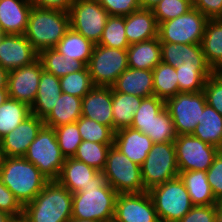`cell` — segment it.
<instances>
[{
  "instance_id": "6da1fadb",
  "label": "cell",
  "mask_w": 222,
  "mask_h": 222,
  "mask_svg": "<svg viewBox=\"0 0 222 222\" xmlns=\"http://www.w3.org/2000/svg\"><path fill=\"white\" fill-rule=\"evenodd\" d=\"M73 194L57 180L48 181L42 191L23 206L22 222H68L72 218Z\"/></svg>"
},
{
  "instance_id": "7a4b0ae2",
  "label": "cell",
  "mask_w": 222,
  "mask_h": 222,
  "mask_svg": "<svg viewBox=\"0 0 222 222\" xmlns=\"http://www.w3.org/2000/svg\"><path fill=\"white\" fill-rule=\"evenodd\" d=\"M0 179L22 206L31 202L49 181L24 157H0Z\"/></svg>"
},
{
  "instance_id": "3957f363",
  "label": "cell",
  "mask_w": 222,
  "mask_h": 222,
  "mask_svg": "<svg viewBox=\"0 0 222 222\" xmlns=\"http://www.w3.org/2000/svg\"><path fill=\"white\" fill-rule=\"evenodd\" d=\"M69 29L68 12L33 6L24 35L39 53L47 48H55Z\"/></svg>"
},
{
  "instance_id": "277c9868",
  "label": "cell",
  "mask_w": 222,
  "mask_h": 222,
  "mask_svg": "<svg viewBox=\"0 0 222 222\" xmlns=\"http://www.w3.org/2000/svg\"><path fill=\"white\" fill-rule=\"evenodd\" d=\"M118 193L107 183L103 187L90 184L80 192L73 193L72 218L107 222L114 219Z\"/></svg>"
},
{
  "instance_id": "5b68a950",
  "label": "cell",
  "mask_w": 222,
  "mask_h": 222,
  "mask_svg": "<svg viewBox=\"0 0 222 222\" xmlns=\"http://www.w3.org/2000/svg\"><path fill=\"white\" fill-rule=\"evenodd\" d=\"M148 193L160 222H178L194 206L180 177L155 186Z\"/></svg>"
},
{
  "instance_id": "8992f818",
  "label": "cell",
  "mask_w": 222,
  "mask_h": 222,
  "mask_svg": "<svg viewBox=\"0 0 222 222\" xmlns=\"http://www.w3.org/2000/svg\"><path fill=\"white\" fill-rule=\"evenodd\" d=\"M23 157L33 163L49 181L59 178L66 159L58 145L54 128L47 126L41 128Z\"/></svg>"
},
{
  "instance_id": "52a82bcc",
  "label": "cell",
  "mask_w": 222,
  "mask_h": 222,
  "mask_svg": "<svg viewBox=\"0 0 222 222\" xmlns=\"http://www.w3.org/2000/svg\"><path fill=\"white\" fill-rule=\"evenodd\" d=\"M103 175L107 183L118 193H143L147 190L142 181L141 166L131 161L114 145L110 147Z\"/></svg>"
},
{
  "instance_id": "ba28073f",
  "label": "cell",
  "mask_w": 222,
  "mask_h": 222,
  "mask_svg": "<svg viewBox=\"0 0 222 222\" xmlns=\"http://www.w3.org/2000/svg\"><path fill=\"white\" fill-rule=\"evenodd\" d=\"M141 175L147 191L179 177L174 142L153 143L141 165Z\"/></svg>"
},
{
  "instance_id": "9c48e42d",
  "label": "cell",
  "mask_w": 222,
  "mask_h": 222,
  "mask_svg": "<svg viewBox=\"0 0 222 222\" xmlns=\"http://www.w3.org/2000/svg\"><path fill=\"white\" fill-rule=\"evenodd\" d=\"M209 18L196 8L158 24L160 42L201 44Z\"/></svg>"
},
{
  "instance_id": "30bf717a",
  "label": "cell",
  "mask_w": 222,
  "mask_h": 222,
  "mask_svg": "<svg viewBox=\"0 0 222 222\" xmlns=\"http://www.w3.org/2000/svg\"><path fill=\"white\" fill-rule=\"evenodd\" d=\"M87 67L94 86L111 87L128 68L127 49L95 44Z\"/></svg>"
},
{
  "instance_id": "8fae6325",
  "label": "cell",
  "mask_w": 222,
  "mask_h": 222,
  "mask_svg": "<svg viewBox=\"0 0 222 222\" xmlns=\"http://www.w3.org/2000/svg\"><path fill=\"white\" fill-rule=\"evenodd\" d=\"M206 104L203 91L179 92L165 101L177 135L193 133Z\"/></svg>"
},
{
  "instance_id": "7c38bea8",
  "label": "cell",
  "mask_w": 222,
  "mask_h": 222,
  "mask_svg": "<svg viewBox=\"0 0 222 222\" xmlns=\"http://www.w3.org/2000/svg\"><path fill=\"white\" fill-rule=\"evenodd\" d=\"M70 28L97 44L109 14L98 0H76L70 7Z\"/></svg>"
},
{
  "instance_id": "4fadbf2b",
  "label": "cell",
  "mask_w": 222,
  "mask_h": 222,
  "mask_svg": "<svg viewBox=\"0 0 222 222\" xmlns=\"http://www.w3.org/2000/svg\"><path fill=\"white\" fill-rule=\"evenodd\" d=\"M174 144L179 171H207L220 151L192 134L177 135Z\"/></svg>"
},
{
  "instance_id": "5bb4252c",
  "label": "cell",
  "mask_w": 222,
  "mask_h": 222,
  "mask_svg": "<svg viewBox=\"0 0 222 222\" xmlns=\"http://www.w3.org/2000/svg\"><path fill=\"white\" fill-rule=\"evenodd\" d=\"M114 220L116 222H160L148 191L118 194Z\"/></svg>"
},
{
  "instance_id": "9a60e30c",
  "label": "cell",
  "mask_w": 222,
  "mask_h": 222,
  "mask_svg": "<svg viewBox=\"0 0 222 222\" xmlns=\"http://www.w3.org/2000/svg\"><path fill=\"white\" fill-rule=\"evenodd\" d=\"M42 63L39 59L32 64L8 72L7 88L9 98L23 102L30 107L36 99Z\"/></svg>"
},
{
  "instance_id": "2e32d148",
  "label": "cell",
  "mask_w": 222,
  "mask_h": 222,
  "mask_svg": "<svg viewBox=\"0 0 222 222\" xmlns=\"http://www.w3.org/2000/svg\"><path fill=\"white\" fill-rule=\"evenodd\" d=\"M44 126L42 118L31 114L0 139V157H23Z\"/></svg>"
},
{
  "instance_id": "e0dca14e",
  "label": "cell",
  "mask_w": 222,
  "mask_h": 222,
  "mask_svg": "<svg viewBox=\"0 0 222 222\" xmlns=\"http://www.w3.org/2000/svg\"><path fill=\"white\" fill-rule=\"evenodd\" d=\"M38 52L24 34H4L0 41V66L7 72L32 64Z\"/></svg>"
},
{
  "instance_id": "ac0fdd59",
  "label": "cell",
  "mask_w": 222,
  "mask_h": 222,
  "mask_svg": "<svg viewBox=\"0 0 222 222\" xmlns=\"http://www.w3.org/2000/svg\"><path fill=\"white\" fill-rule=\"evenodd\" d=\"M57 181L72 194L80 192L90 184L103 187L107 184L103 172L88 166L86 163L72 158H66Z\"/></svg>"
},
{
  "instance_id": "d6986e66",
  "label": "cell",
  "mask_w": 222,
  "mask_h": 222,
  "mask_svg": "<svg viewBox=\"0 0 222 222\" xmlns=\"http://www.w3.org/2000/svg\"><path fill=\"white\" fill-rule=\"evenodd\" d=\"M82 116L113 130L112 87L94 86L82 98Z\"/></svg>"
},
{
  "instance_id": "ffe728a7",
  "label": "cell",
  "mask_w": 222,
  "mask_h": 222,
  "mask_svg": "<svg viewBox=\"0 0 222 222\" xmlns=\"http://www.w3.org/2000/svg\"><path fill=\"white\" fill-rule=\"evenodd\" d=\"M113 145L131 161L141 166L152 148L153 141L139 130L126 127L115 131Z\"/></svg>"
},
{
  "instance_id": "44dd1931",
  "label": "cell",
  "mask_w": 222,
  "mask_h": 222,
  "mask_svg": "<svg viewBox=\"0 0 222 222\" xmlns=\"http://www.w3.org/2000/svg\"><path fill=\"white\" fill-rule=\"evenodd\" d=\"M32 7L30 0H0V26L4 34H25Z\"/></svg>"
},
{
  "instance_id": "7402d4cb",
  "label": "cell",
  "mask_w": 222,
  "mask_h": 222,
  "mask_svg": "<svg viewBox=\"0 0 222 222\" xmlns=\"http://www.w3.org/2000/svg\"><path fill=\"white\" fill-rule=\"evenodd\" d=\"M112 91L142 98L154 95L152 70L127 68L111 86Z\"/></svg>"
},
{
  "instance_id": "603a6c76",
  "label": "cell",
  "mask_w": 222,
  "mask_h": 222,
  "mask_svg": "<svg viewBox=\"0 0 222 222\" xmlns=\"http://www.w3.org/2000/svg\"><path fill=\"white\" fill-rule=\"evenodd\" d=\"M125 34L129 44L158 37V24L153 11L139 9L125 16Z\"/></svg>"
},
{
  "instance_id": "cb8c5ba5",
  "label": "cell",
  "mask_w": 222,
  "mask_h": 222,
  "mask_svg": "<svg viewBox=\"0 0 222 222\" xmlns=\"http://www.w3.org/2000/svg\"><path fill=\"white\" fill-rule=\"evenodd\" d=\"M161 61L174 67L183 63L210 66L206 61L201 44L161 42Z\"/></svg>"
},
{
  "instance_id": "d4e9b609",
  "label": "cell",
  "mask_w": 222,
  "mask_h": 222,
  "mask_svg": "<svg viewBox=\"0 0 222 222\" xmlns=\"http://www.w3.org/2000/svg\"><path fill=\"white\" fill-rule=\"evenodd\" d=\"M61 93L60 78L43 70L31 114L44 119L54 108Z\"/></svg>"
},
{
  "instance_id": "484cf974",
  "label": "cell",
  "mask_w": 222,
  "mask_h": 222,
  "mask_svg": "<svg viewBox=\"0 0 222 222\" xmlns=\"http://www.w3.org/2000/svg\"><path fill=\"white\" fill-rule=\"evenodd\" d=\"M128 67L153 70L161 62V42L159 37L130 44L127 48Z\"/></svg>"
},
{
  "instance_id": "4316f807",
  "label": "cell",
  "mask_w": 222,
  "mask_h": 222,
  "mask_svg": "<svg viewBox=\"0 0 222 222\" xmlns=\"http://www.w3.org/2000/svg\"><path fill=\"white\" fill-rule=\"evenodd\" d=\"M82 116V98L61 93L54 108L43 119L44 126L56 128L75 123Z\"/></svg>"
},
{
  "instance_id": "83f0119b",
  "label": "cell",
  "mask_w": 222,
  "mask_h": 222,
  "mask_svg": "<svg viewBox=\"0 0 222 222\" xmlns=\"http://www.w3.org/2000/svg\"><path fill=\"white\" fill-rule=\"evenodd\" d=\"M179 177L194 206L218 204L207 181L206 171H179Z\"/></svg>"
},
{
  "instance_id": "f1b7e54d",
  "label": "cell",
  "mask_w": 222,
  "mask_h": 222,
  "mask_svg": "<svg viewBox=\"0 0 222 222\" xmlns=\"http://www.w3.org/2000/svg\"><path fill=\"white\" fill-rule=\"evenodd\" d=\"M192 135L222 150V115L206 104Z\"/></svg>"
},
{
  "instance_id": "f546056e",
  "label": "cell",
  "mask_w": 222,
  "mask_h": 222,
  "mask_svg": "<svg viewBox=\"0 0 222 222\" xmlns=\"http://www.w3.org/2000/svg\"><path fill=\"white\" fill-rule=\"evenodd\" d=\"M142 97L112 91L113 131L130 127Z\"/></svg>"
},
{
  "instance_id": "4dcf8cb0",
  "label": "cell",
  "mask_w": 222,
  "mask_h": 222,
  "mask_svg": "<svg viewBox=\"0 0 222 222\" xmlns=\"http://www.w3.org/2000/svg\"><path fill=\"white\" fill-rule=\"evenodd\" d=\"M95 44L71 28L55 47L65 58L89 63Z\"/></svg>"
},
{
  "instance_id": "1f68e13d",
  "label": "cell",
  "mask_w": 222,
  "mask_h": 222,
  "mask_svg": "<svg viewBox=\"0 0 222 222\" xmlns=\"http://www.w3.org/2000/svg\"><path fill=\"white\" fill-rule=\"evenodd\" d=\"M43 70L62 77L69 73L82 70L86 65L78 60L65 58L56 48H47L38 53Z\"/></svg>"
},
{
  "instance_id": "d6a6232c",
  "label": "cell",
  "mask_w": 222,
  "mask_h": 222,
  "mask_svg": "<svg viewBox=\"0 0 222 222\" xmlns=\"http://www.w3.org/2000/svg\"><path fill=\"white\" fill-rule=\"evenodd\" d=\"M176 68L179 92L203 91L206 80L213 74L211 66L183 63Z\"/></svg>"
},
{
  "instance_id": "836d02e7",
  "label": "cell",
  "mask_w": 222,
  "mask_h": 222,
  "mask_svg": "<svg viewBox=\"0 0 222 222\" xmlns=\"http://www.w3.org/2000/svg\"><path fill=\"white\" fill-rule=\"evenodd\" d=\"M201 47L207 63L214 69L222 61V19H209Z\"/></svg>"
},
{
  "instance_id": "e575fe53",
  "label": "cell",
  "mask_w": 222,
  "mask_h": 222,
  "mask_svg": "<svg viewBox=\"0 0 222 222\" xmlns=\"http://www.w3.org/2000/svg\"><path fill=\"white\" fill-rule=\"evenodd\" d=\"M154 96L164 101L179 93L176 68L160 62L153 70Z\"/></svg>"
},
{
  "instance_id": "d590c367",
  "label": "cell",
  "mask_w": 222,
  "mask_h": 222,
  "mask_svg": "<svg viewBox=\"0 0 222 222\" xmlns=\"http://www.w3.org/2000/svg\"><path fill=\"white\" fill-rule=\"evenodd\" d=\"M31 115V107L23 102L8 98L0 105V139L15 129Z\"/></svg>"
},
{
  "instance_id": "8d00e7d4",
  "label": "cell",
  "mask_w": 222,
  "mask_h": 222,
  "mask_svg": "<svg viewBox=\"0 0 222 222\" xmlns=\"http://www.w3.org/2000/svg\"><path fill=\"white\" fill-rule=\"evenodd\" d=\"M164 108L165 101L154 95L143 98L140 107L134 113L130 127L149 136L151 134L152 120Z\"/></svg>"
},
{
  "instance_id": "74e56055",
  "label": "cell",
  "mask_w": 222,
  "mask_h": 222,
  "mask_svg": "<svg viewBox=\"0 0 222 222\" xmlns=\"http://www.w3.org/2000/svg\"><path fill=\"white\" fill-rule=\"evenodd\" d=\"M111 146H113V144H100L82 140L73 158L102 172Z\"/></svg>"
},
{
  "instance_id": "f35d334b",
  "label": "cell",
  "mask_w": 222,
  "mask_h": 222,
  "mask_svg": "<svg viewBox=\"0 0 222 222\" xmlns=\"http://www.w3.org/2000/svg\"><path fill=\"white\" fill-rule=\"evenodd\" d=\"M97 44L109 48L127 49L130 44L125 34V16L109 15Z\"/></svg>"
},
{
  "instance_id": "ab89813d",
  "label": "cell",
  "mask_w": 222,
  "mask_h": 222,
  "mask_svg": "<svg viewBox=\"0 0 222 222\" xmlns=\"http://www.w3.org/2000/svg\"><path fill=\"white\" fill-rule=\"evenodd\" d=\"M76 123L82 140L113 144L115 132L110 127L84 116H81Z\"/></svg>"
},
{
  "instance_id": "60d3db41",
  "label": "cell",
  "mask_w": 222,
  "mask_h": 222,
  "mask_svg": "<svg viewBox=\"0 0 222 222\" xmlns=\"http://www.w3.org/2000/svg\"><path fill=\"white\" fill-rule=\"evenodd\" d=\"M61 92L83 98L93 87L88 67L60 77Z\"/></svg>"
},
{
  "instance_id": "b9f144b4",
  "label": "cell",
  "mask_w": 222,
  "mask_h": 222,
  "mask_svg": "<svg viewBox=\"0 0 222 222\" xmlns=\"http://www.w3.org/2000/svg\"><path fill=\"white\" fill-rule=\"evenodd\" d=\"M149 137L153 143L174 142L177 138L172 117L166 107L152 120Z\"/></svg>"
},
{
  "instance_id": "7bdbcfd3",
  "label": "cell",
  "mask_w": 222,
  "mask_h": 222,
  "mask_svg": "<svg viewBox=\"0 0 222 222\" xmlns=\"http://www.w3.org/2000/svg\"><path fill=\"white\" fill-rule=\"evenodd\" d=\"M60 150L65 158H72L82 143L77 123L64 124L54 128Z\"/></svg>"
},
{
  "instance_id": "ee69618b",
  "label": "cell",
  "mask_w": 222,
  "mask_h": 222,
  "mask_svg": "<svg viewBox=\"0 0 222 222\" xmlns=\"http://www.w3.org/2000/svg\"><path fill=\"white\" fill-rule=\"evenodd\" d=\"M193 8L186 0H161L153 9L157 24L177 18Z\"/></svg>"
},
{
  "instance_id": "f6af8a7d",
  "label": "cell",
  "mask_w": 222,
  "mask_h": 222,
  "mask_svg": "<svg viewBox=\"0 0 222 222\" xmlns=\"http://www.w3.org/2000/svg\"><path fill=\"white\" fill-rule=\"evenodd\" d=\"M203 92L207 104L222 115V79L213 73L206 80Z\"/></svg>"
},
{
  "instance_id": "bcb514c9",
  "label": "cell",
  "mask_w": 222,
  "mask_h": 222,
  "mask_svg": "<svg viewBox=\"0 0 222 222\" xmlns=\"http://www.w3.org/2000/svg\"><path fill=\"white\" fill-rule=\"evenodd\" d=\"M218 204L193 206L178 222H217Z\"/></svg>"
},
{
  "instance_id": "7dc6e473",
  "label": "cell",
  "mask_w": 222,
  "mask_h": 222,
  "mask_svg": "<svg viewBox=\"0 0 222 222\" xmlns=\"http://www.w3.org/2000/svg\"><path fill=\"white\" fill-rule=\"evenodd\" d=\"M109 15L127 16L141 9L139 0H98Z\"/></svg>"
},
{
  "instance_id": "c3c4849f",
  "label": "cell",
  "mask_w": 222,
  "mask_h": 222,
  "mask_svg": "<svg viewBox=\"0 0 222 222\" xmlns=\"http://www.w3.org/2000/svg\"><path fill=\"white\" fill-rule=\"evenodd\" d=\"M0 210L11 215L15 220H21L23 206L14 194L2 183L0 179Z\"/></svg>"
},
{
  "instance_id": "681fc988",
  "label": "cell",
  "mask_w": 222,
  "mask_h": 222,
  "mask_svg": "<svg viewBox=\"0 0 222 222\" xmlns=\"http://www.w3.org/2000/svg\"><path fill=\"white\" fill-rule=\"evenodd\" d=\"M207 181L217 201L222 198V150L215 157L212 165L206 171Z\"/></svg>"
},
{
  "instance_id": "f907efd6",
  "label": "cell",
  "mask_w": 222,
  "mask_h": 222,
  "mask_svg": "<svg viewBox=\"0 0 222 222\" xmlns=\"http://www.w3.org/2000/svg\"><path fill=\"white\" fill-rule=\"evenodd\" d=\"M192 5L209 19H222V0H194Z\"/></svg>"
},
{
  "instance_id": "816d5d0a",
  "label": "cell",
  "mask_w": 222,
  "mask_h": 222,
  "mask_svg": "<svg viewBox=\"0 0 222 222\" xmlns=\"http://www.w3.org/2000/svg\"><path fill=\"white\" fill-rule=\"evenodd\" d=\"M33 6L45 9L69 12L71 5L76 0H30Z\"/></svg>"
},
{
  "instance_id": "f5cc1de1",
  "label": "cell",
  "mask_w": 222,
  "mask_h": 222,
  "mask_svg": "<svg viewBox=\"0 0 222 222\" xmlns=\"http://www.w3.org/2000/svg\"><path fill=\"white\" fill-rule=\"evenodd\" d=\"M161 0H139L141 9L152 10Z\"/></svg>"
},
{
  "instance_id": "db71d44e",
  "label": "cell",
  "mask_w": 222,
  "mask_h": 222,
  "mask_svg": "<svg viewBox=\"0 0 222 222\" xmlns=\"http://www.w3.org/2000/svg\"><path fill=\"white\" fill-rule=\"evenodd\" d=\"M8 72L0 66V88H7Z\"/></svg>"
},
{
  "instance_id": "11a10c76",
  "label": "cell",
  "mask_w": 222,
  "mask_h": 222,
  "mask_svg": "<svg viewBox=\"0 0 222 222\" xmlns=\"http://www.w3.org/2000/svg\"><path fill=\"white\" fill-rule=\"evenodd\" d=\"M16 220L8 213L0 210V222H15Z\"/></svg>"
},
{
  "instance_id": "9f6ffc18",
  "label": "cell",
  "mask_w": 222,
  "mask_h": 222,
  "mask_svg": "<svg viewBox=\"0 0 222 222\" xmlns=\"http://www.w3.org/2000/svg\"><path fill=\"white\" fill-rule=\"evenodd\" d=\"M8 98V88H0V105H2Z\"/></svg>"
},
{
  "instance_id": "6f0895ef",
  "label": "cell",
  "mask_w": 222,
  "mask_h": 222,
  "mask_svg": "<svg viewBox=\"0 0 222 222\" xmlns=\"http://www.w3.org/2000/svg\"><path fill=\"white\" fill-rule=\"evenodd\" d=\"M213 73L222 79V61L213 69Z\"/></svg>"
},
{
  "instance_id": "680465c9",
  "label": "cell",
  "mask_w": 222,
  "mask_h": 222,
  "mask_svg": "<svg viewBox=\"0 0 222 222\" xmlns=\"http://www.w3.org/2000/svg\"><path fill=\"white\" fill-rule=\"evenodd\" d=\"M68 222H98V221H93V220H78V219H73V218H71Z\"/></svg>"
},
{
  "instance_id": "91938a15",
  "label": "cell",
  "mask_w": 222,
  "mask_h": 222,
  "mask_svg": "<svg viewBox=\"0 0 222 222\" xmlns=\"http://www.w3.org/2000/svg\"><path fill=\"white\" fill-rule=\"evenodd\" d=\"M219 211L222 213V198L218 201Z\"/></svg>"
},
{
  "instance_id": "94428289",
  "label": "cell",
  "mask_w": 222,
  "mask_h": 222,
  "mask_svg": "<svg viewBox=\"0 0 222 222\" xmlns=\"http://www.w3.org/2000/svg\"><path fill=\"white\" fill-rule=\"evenodd\" d=\"M217 222H222V213L219 211Z\"/></svg>"
},
{
  "instance_id": "6125c7cd",
  "label": "cell",
  "mask_w": 222,
  "mask_h": 222,
  "mask_svg": "<svg viewBox=\"0 0 222 222\" xmlns=\"http://www.w3.org/2000/svg\"><path fill=\"white\" fill-rule=\"evenodd\" d=\"M3 36H4V33H0V41H1Z\"/></svg>"
},
{
  "instance_id": "be15d7a7",
  "label": "cell",
  "mask_w": 222,
  "mask_h": 222,
  "mask_svg": "<svg viewBox=\"0 0 222 222\" xmlns=\"http://www.w3.org/2000/svg\"><path fill=\"white\" fill-rule=\"evenodd\" d=\"M186 1H189L191 4H193V1H194V0H186Z\"/></svg>"
}]
</instances>
